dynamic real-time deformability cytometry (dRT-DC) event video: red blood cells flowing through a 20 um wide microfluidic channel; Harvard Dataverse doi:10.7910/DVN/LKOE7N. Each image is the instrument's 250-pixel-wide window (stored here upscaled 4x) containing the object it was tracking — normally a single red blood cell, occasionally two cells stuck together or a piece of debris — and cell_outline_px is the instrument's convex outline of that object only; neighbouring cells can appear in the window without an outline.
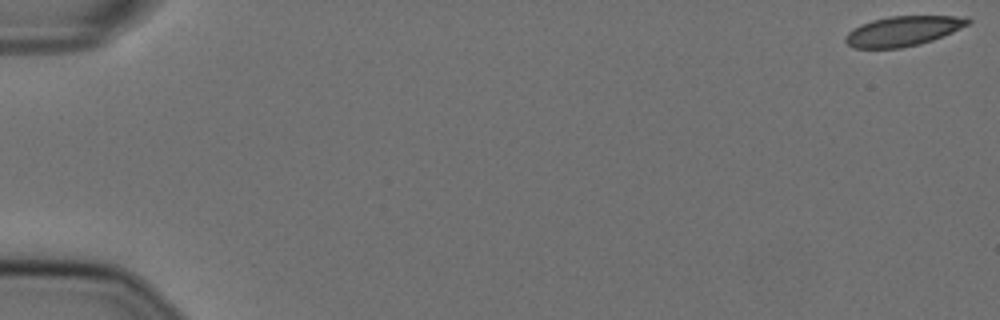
{"species": "Egyptian fruit bat (a non-hibernating species)", "species_latin": "Rousettus aegyptiacus", "temperature_condition": "cold", "stored_images_in_passage": 57, "camera_frame_rate_fps": 3000, "um_per_image_px": 0.085, "animal": {"sex": "female"}, "frame": {"image": 1, "passage_image": 1, "time_ms": 0.0, "image_size_px": [1000, 320], "cell_outline_px": [[972, 20], [968, 24], [952, 32], [932, 40], [920, 44], [900, 48], [852, 48], [844, 40], [844, 36], [852, 28], [860, 24], [872, 20], [888, 16], [968, 16]], "centroid_in_image_um": [76.73, 2.63], "position_along_channel_um": 8.3, "area_um2": 21.44}}
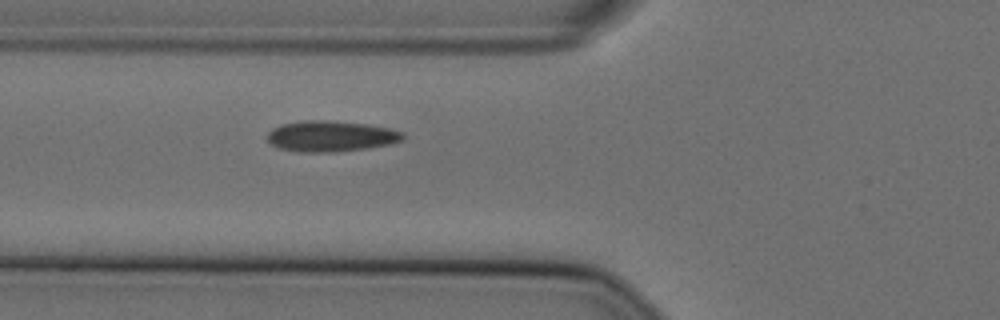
{"frame": {"image": 2, "passage_image": 22, "time_ms": 7.0, "image_size_px": [1000, 320], "cell_outline_px": [[404, 140], [388, 144], [364, 148], [332, 152], [300, 152], [280, 148], [272, 144], [268, 140], [268, 132], [272, 128], [284, 124], [304, 120], [328, 120], [368, 124], [388, 128], [404, 132]], "centroid_in_image_um": [28.13, 11.57], "position_along_channel_um": 97.7, "area_um2": 24.16}}
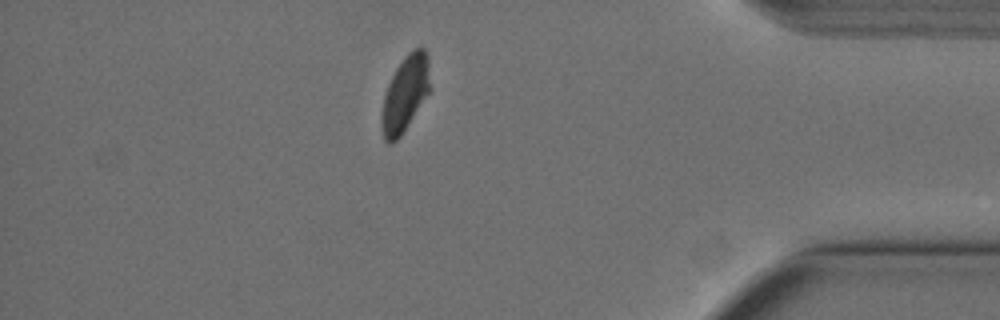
{"frame": {"image": 3, "passage_image": 50, "time_ms": 16.333, "image_size_px": [1000, 320], "cell_outline_px": [[432, 92], [400, 136], [392, 144], [388, 144], [384, 140], [380, 128], [380, 116], [384, 96], [388, 84], [396, 68], [404, 56], [412, 48], [424, 48], [428, 56], [432, 88]], "centroid_in_image_um": [34.46, 7.99], "position_along_channel_um": 400.7, "area_um2": 22.2}, "authors_computed_cell_mechanics": {"area_um2": 23.0044, "velocity_mm_per_s": 3.5891, "shape_relaxation_time_tau1_ms": null, "shape_relaxation_time_tau2_ms": 1.6022, "deformation_change_tau1": null, "deformation_change_tau2": 0.0365}}